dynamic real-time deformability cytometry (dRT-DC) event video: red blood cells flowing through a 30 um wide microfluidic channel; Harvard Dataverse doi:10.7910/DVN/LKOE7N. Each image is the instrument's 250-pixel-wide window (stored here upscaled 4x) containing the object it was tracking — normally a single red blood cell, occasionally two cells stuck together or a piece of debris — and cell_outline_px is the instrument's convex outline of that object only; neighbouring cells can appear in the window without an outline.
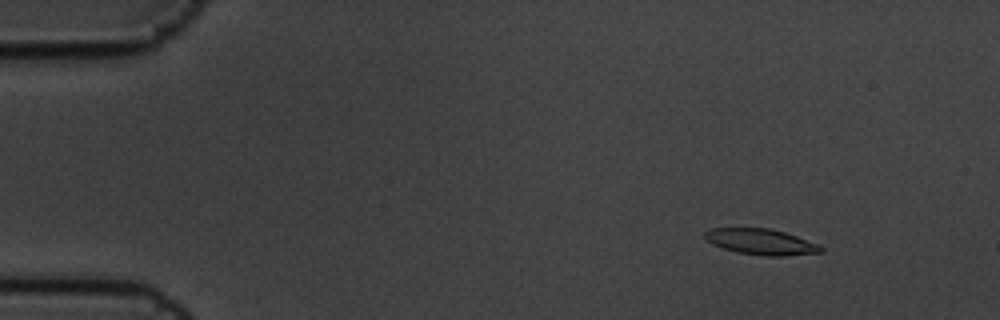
{"species": "common noctule bat (a hibernating species)", "species_latin": "Nyctalus noctula", "temperature_condition": "cold", "stored_images_in_passage": 11, "camera_frame_rate_fps": 3000, "um_per_image_px": 0.085, "animal": {"sex": "male", "body_mass_g": 19.5, "forearm_length_mm": 54.6}, "frame": {"image": 1, "passage_image": 2, "time_ms": 0.333, "image_size_px": [1000, 320], "cell_outline_px": [[824, 252], [784, 256], [764, 256], [736, 252], [712, 244], [704, 236], [704, 232], [712, 228], [768, 228], [784, 232], [820, 244], [824, 248]], "centroid_in_image_um": [64.73, 20.56], "position_along_channel_um": 20.3, "area_um2": 17.51}}
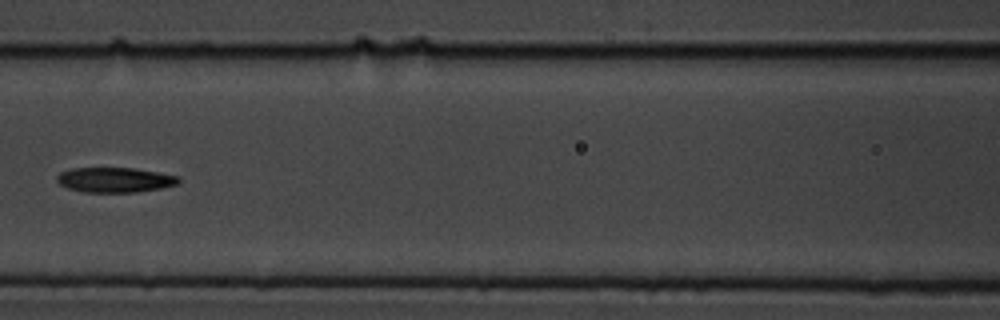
{"frame": {"image": 2, "passage_image": 7, "time_ms": 2.0, "image_size_px": [1000, 320], "cell_outline_px": [[180, 184], [160, 188], [136, 192], [84, 192], [68, 188], [60, 184], [56, 180], [56, 176], [60, 172], [72, 168], [132, 168], [180, 176]], "centroid_in_image_um": [9.76, 15.29], "position_along_channel_um": 156.8, "area_um2": 17.69}}
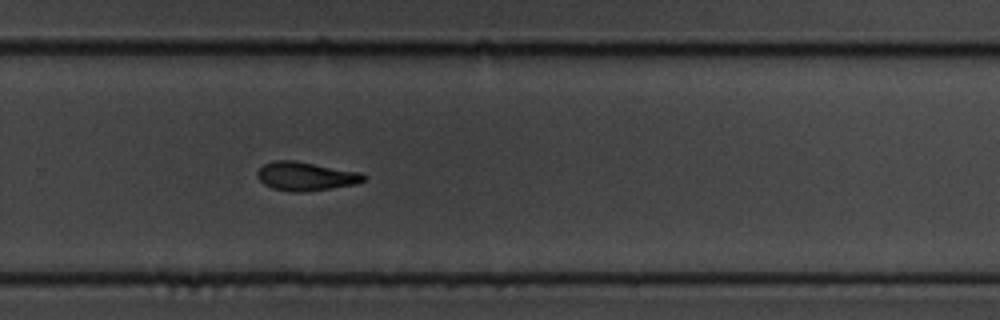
{"frame": {"image": 3, "passage_image": 11, "time_ms": 3.333, "image_size_px": [1000, 320], "cell_outline_px": [[368, 176], [364, 180], [356, 184], [332, 188], [300, 192], [292, 192], [272, 188], [264, 184], [256, 176], [256, 172], [264, 164], [272, 160], [296, 160], [360, 172]], "centroid_in_image_um": [25.98, 14.97], "position_along_channel_um": 303.8, "area_um2": 17.92}}